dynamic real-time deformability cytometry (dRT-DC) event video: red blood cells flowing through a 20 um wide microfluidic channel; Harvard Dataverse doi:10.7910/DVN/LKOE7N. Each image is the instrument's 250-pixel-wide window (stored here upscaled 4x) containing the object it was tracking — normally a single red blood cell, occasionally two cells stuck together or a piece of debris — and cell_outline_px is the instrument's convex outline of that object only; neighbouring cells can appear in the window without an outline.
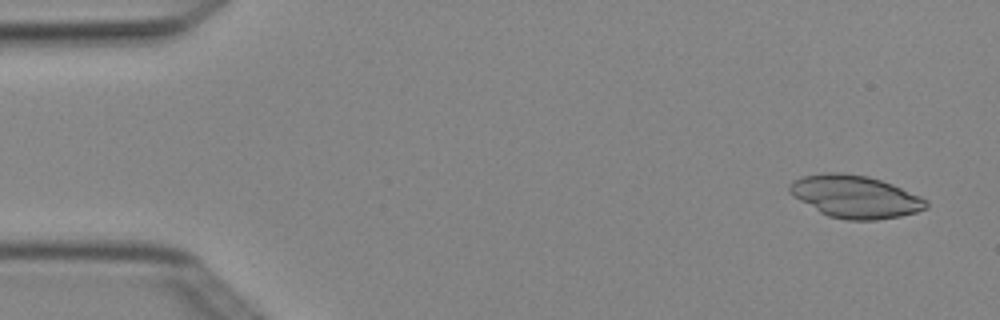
{"species": "Egyptian fruit bat (a non-hibernating species)", "species_latin": "Rousettus aegyptiacus", "temperature_condition": "cold", "stored_images_in_passage": 4, "camera_frame_rate_fps": 3000, "um_per_image_px": 0.085, "animal": {"sex": "female"}, "frame": {"image": 1, "passage_image": 1, "time_ms": 0.0, "image_size_px": [1000, 320], "cell_outline_px": [[928, 208], [916, 212], [900, 216], [876, 220], [848, 220], [828, 216], [820, 212], [792, 196], [788, 192], [788, 184], [792, 180], [800, 176], [824, 172], [840, 172], [868, 176], [892, 184], [920, 196], [928, 200]], "centroid_in_image_um": [72.65, 16.7], "position_along_channel_um": 12.3, "area_um2": 34.1}}